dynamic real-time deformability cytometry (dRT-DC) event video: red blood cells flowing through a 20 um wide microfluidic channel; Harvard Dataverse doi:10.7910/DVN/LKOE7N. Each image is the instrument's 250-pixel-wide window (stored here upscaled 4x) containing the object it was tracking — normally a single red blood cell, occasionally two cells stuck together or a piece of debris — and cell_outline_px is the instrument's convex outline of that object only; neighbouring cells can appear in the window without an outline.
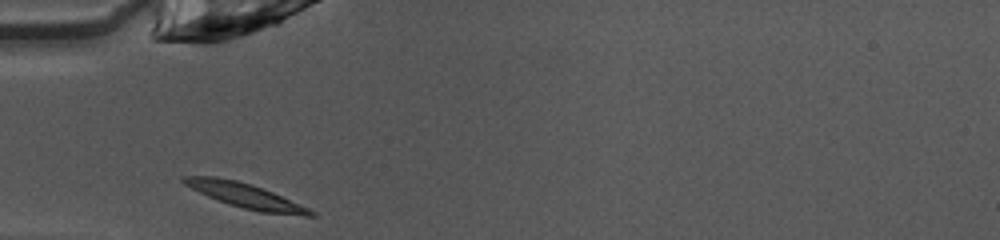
{"species": "common noctule bat (a hibernating species)", "species_latin": "Nyctalus noctula", "temperature_condition": "warm", "stored_images_in_passage": 27, "camera_frame_rate_fps": 3000, "um_per_image_px": 0.085, "animal": {"sex": "female", "body_mass_g": 10.0, "forearm_length_mm": 53.1}, "frame": {"image": 1, "passage_image": 1, "time_ms": 0.0, "image_size_px": [1000, 240], "cell_outline_px": [[316, 216], [304, 216], [260, 212], [228, 204], [208, 196], [184, 184], [180, 180], [180, 176], [216, 176], [236, 180], [252, 184], [272, 192], [308, 208], [316, 212]], "centroid_in_image_um": [20.85, 16.62], "position_along_channel_um": 64.2, "area_um2": 18.09}}
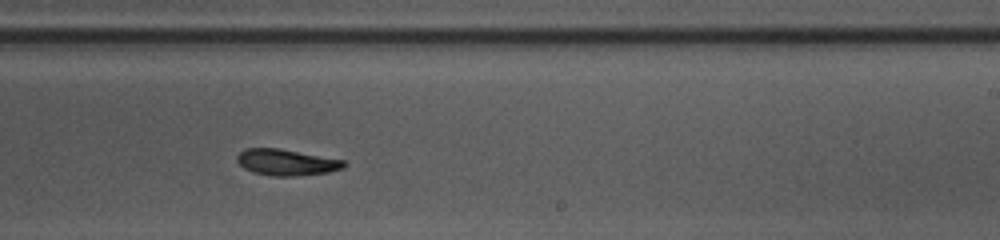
{"frame": {"image": 2, "passage_image": 16, "time_ms": 5.0, "image_size_px": [1000, 240], "cell_outline_px": [[348, 164], [344, 168], [328, 172], [292, 176], [272, 176], [252, 172], [244, 168], [236, 160], [236, 156], [244, 148], [276, 148], [344, 160]], "centroid_in_image_um": [24.33, 13.8], "position_along_channel_um": 264.7, "area_um2": 16.24}}
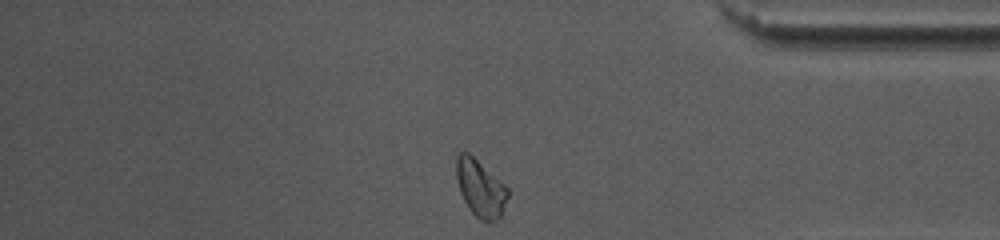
{"frame": {"image": 3, "passage_image": 27, "time_ms": 8.667, "image_size_px": [1000, 240], "cell_outline_px": [[508, 196], [500, 216], [496, 220], [480, 220], [472, 212], [464, 200], [460, 192], [456, 180], [456, 156], [460, 152], [468, 152], [504, 184], [508, 188]], "centroid_in_image_um": [40.81, 15.97], "position_along_channel_um": 394.4, "area_um2": 16.76}, "authors_computed_cell_mechanics": {"area_um2": 16.762, "velocity_mm_per_s": 4.0326, "shape_relaxation_time_tau1_ms": 3.9969, "shape_relaxation_time_tau2_ms": 4.5702, "deformation_change_tau1": 0.1101, "deformation_change_tau2": 0.1008}}